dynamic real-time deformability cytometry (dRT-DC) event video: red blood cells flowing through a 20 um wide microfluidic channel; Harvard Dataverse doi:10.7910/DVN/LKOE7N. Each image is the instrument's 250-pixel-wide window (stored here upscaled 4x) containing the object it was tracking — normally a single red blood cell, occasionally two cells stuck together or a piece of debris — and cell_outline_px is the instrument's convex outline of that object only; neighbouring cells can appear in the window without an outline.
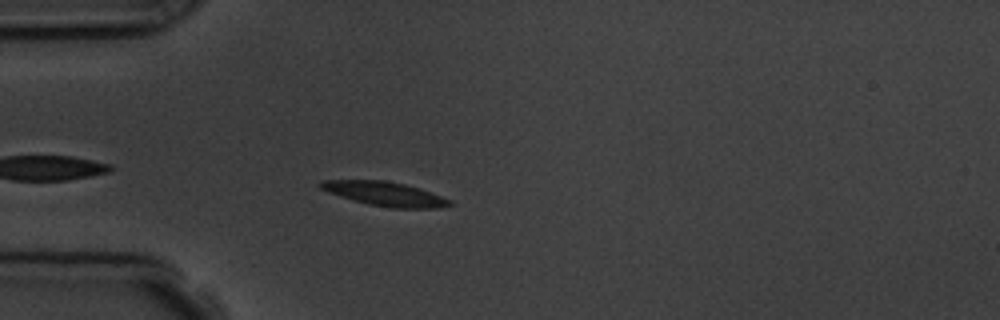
{"species": "common noctule bat (a hibernating species)", "species_latin": "Nyctalus noctula", "temperature_condition": "room temperature", "stored_images_in_passage": 4, "camera_frame_rate_fps": 3000, "um_per_image_px": 0.085, "animal": {"sex": "male", "body_mass_g": 19.5, "forearm_length_mm": 54.6}, "frame": {"image": 1, "passage_image": 4, "time_ms": 3.333, "image_size_px": [1000, 320], "cell_outline_px": [[452, 204], [436, 208], [392, 208], [368, 204], [340, 196], [328, 192], [320, 188], [316, 184], [324, 180], [384, 180], [404, 184], [420, 188], [452, 200]], "centroid_in_image_um": [32.71, 16.47], "position_along_channel_um": 52.3, "area_um2": 18.09}}